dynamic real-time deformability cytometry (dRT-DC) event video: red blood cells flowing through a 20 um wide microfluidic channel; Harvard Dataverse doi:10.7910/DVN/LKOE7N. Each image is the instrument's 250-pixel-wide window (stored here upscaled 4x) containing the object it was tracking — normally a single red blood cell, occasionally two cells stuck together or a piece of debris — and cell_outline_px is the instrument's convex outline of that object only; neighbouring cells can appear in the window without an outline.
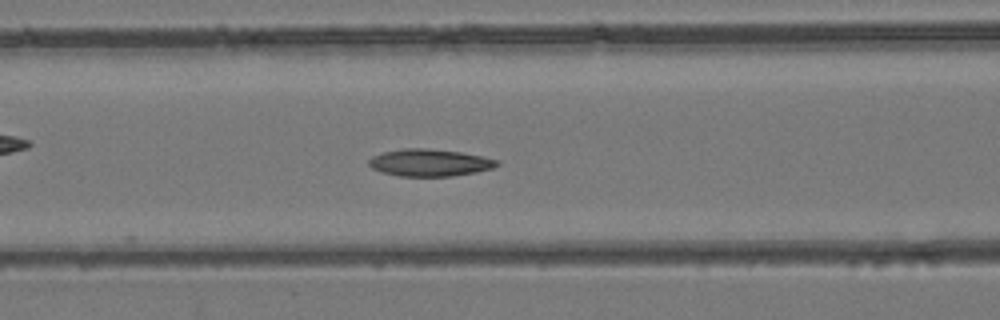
{"species": "common noctule bat (a hibernating species)", "species_latin": "Nyctalus noctula", "temperature_condition": "room temperature", "stored_images_in_passage": 36, "camera_frame_rate_fps": 3000, "um_per_image_px": 0.085, "animal": {"sex": "female", "body_mass_g": 24.6, "forearm_length_mm": 56.2}, "frame": {"image": 1, "passage_image": 8, "time_ms": 2.333, "image_size_px": [1000, 320], "cell_outline_px": [[500, 164], [492, 168], [476, 172], [452, 176], [400, 176], [380, 172], [372, 168], [368, 164], [368, 160], [372, 156], [384, 152], [404, 148], [424, 148], [460, 152], [500, 160]], "centroid_in_image_um": [36.51, 13.83], "position_along_channel_um": 130.1, "area_um2": 20.23}}
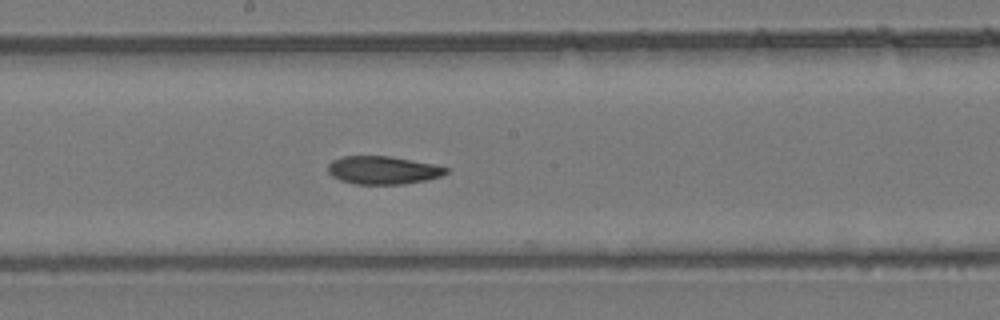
{"frame": {"image": 2, "passage_image": 14, "time_ms": 4.333, "image_size_px": [1000, 320], "cell_outline_px": [[448, 172], [440, 176], [424, 180], [404, 184], [356, 184], [340, 180], [332, 176], [328, 172], [328, 164], [332, 160], [340, 156], [388, 156], [432, 164], [448, 168]], "centroid_in_image_um": [32.5, 14.46], "position_along_channel_um": 215.7, "area_um2": 19.13}}
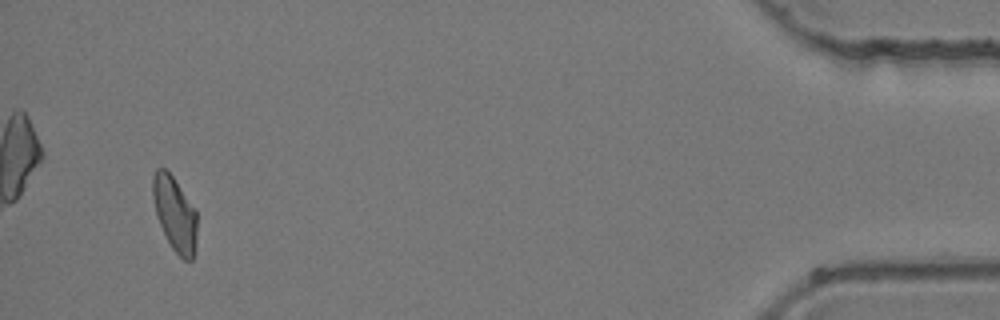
{"frame": {"image": 3, "passage_image": 34, "time_ms": 11.0, "image_size_px": [1000, 320], "cell_outline_px": [[196, 236], [192, 260], [184, 260], [172, 248], [160, 224], [156, 212], [152, 196], [152, 176], [156, 168], [164, 168], [172, 176], [196, 208]], "centroid_in_image_um": [14.85, 18.13], "position_along_channel_um": 420.4, "area_um2": 18.96}}